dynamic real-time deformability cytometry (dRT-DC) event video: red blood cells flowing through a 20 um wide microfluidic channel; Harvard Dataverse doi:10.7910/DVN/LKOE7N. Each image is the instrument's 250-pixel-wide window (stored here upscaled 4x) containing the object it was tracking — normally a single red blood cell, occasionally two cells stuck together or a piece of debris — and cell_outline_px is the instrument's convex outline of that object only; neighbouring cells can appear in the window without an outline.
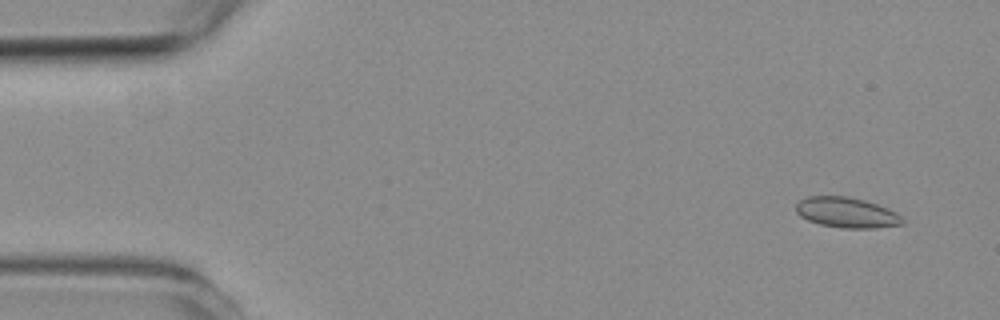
{"species": "common noctule bat (a hibernating species)", "species_latin": "Nyctalus noctula", "temperature_condition": "room temperature", "stored_images_in_passage": 8, "camera_frame_rate_fps": 3000, "um_per_image_px": 0.085, "animal": {"sex": "female", "body_mass_g": 19.3, "forearm_length_mm": 54.1}, "frame": {"image": 1, "passage_image": 1, "time_ms": 0.0, "image_size_px": [1000, 320], "cell_outline_px": [[904, 224], [876, 228], [840, 228], [820, 224], [808, 220], [800, 216], [796, 212], [796, 204], [800, 200], [808, 196], [848, 196], [864, 200], [888, 208], [896, 212], [904, 220]], "centroid_in_image_um": [71.97, 18.07], "position_along_channel_um": 13.0, "area_um2": 18.9}}
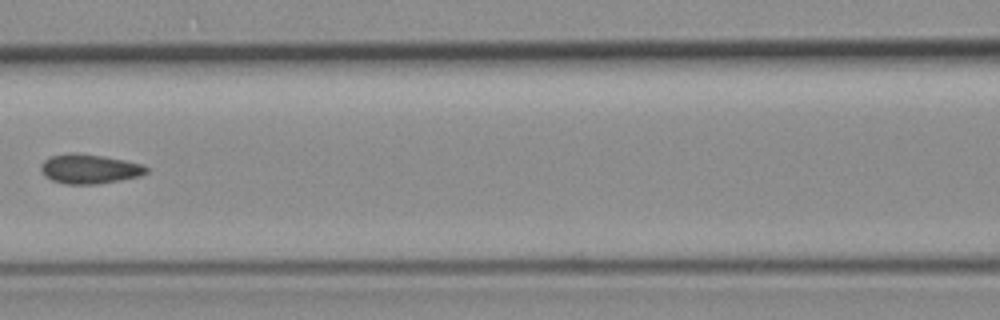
{"frame": {"image": 2, "passage_image": 7, "time_ms": 7.0, "image_size_px": [1000, 320], "cell_outline_px": [[148, 172], [140, 176], [120, 180], [96, 184], [64, 184], [52, 180], [44, 176], [40, 168], [40, 164], [48, 156], [68, 152], [76, 152], [104, 156], [144, 164], [148, 168]], "centroid_in_image_um": [7.57, 14.34], "position_along_channel_um": 159.0, "area_um2": 18.44}}
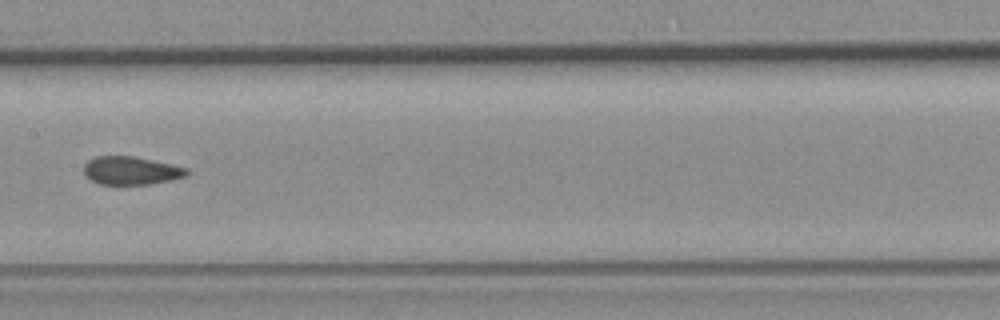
{"frame": {"image": 3, "passage_image": 8, "time_ms": 8.0, "image_size_px": [1000, 320], "cell_outline_px": [[188, 176], [172, 180], [152, 184], [100, 184], [84, 176], [84, 164], [88, 160], [96, 156], [132, 156], [172, 164], [188, 168]], "centroid_in_image_um": [11.15, 14.5], "position_along_channel_um": 196.2, "area_um2": 16.99}}